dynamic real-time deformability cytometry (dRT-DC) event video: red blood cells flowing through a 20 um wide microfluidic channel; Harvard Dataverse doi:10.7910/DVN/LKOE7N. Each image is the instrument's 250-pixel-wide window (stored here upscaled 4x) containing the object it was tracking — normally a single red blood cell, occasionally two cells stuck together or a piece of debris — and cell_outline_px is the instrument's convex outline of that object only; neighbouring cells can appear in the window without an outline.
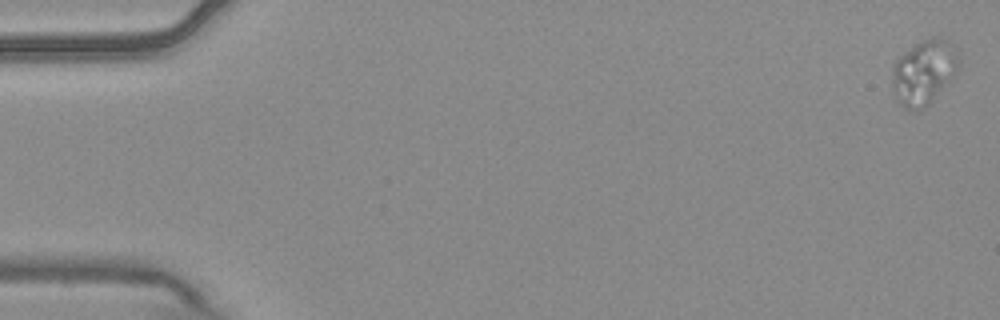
{"species": "common noctule bat (a hibernating species)", "species_latin": "Nyctalus noctula", "temperature_condition": "warm", "stored_images_in_passage": 3, "camera_frame_rate_fps": 3000, "um_per_image_px": 0.085, "animal": {"sex": "male", "body_mass_g": 20.4}, "frame": {"image": 1, "passage_image": 1, "time_ms": 0.0, "image_size_px": [1000, 320], "cell_outline_px": [[956, 68], [948, 80], [928, 104], [924, 108], [916, 112], [912, 112], [904, 108], [896, 100], [892, 92], [892, 64], [900, 56], [916, 44], [932, 36], [936, 36], [948, 40], [956, 52]], "centroid_in_image_um": [78.43, 6.17], "position_along_channel_um": 6.6, "area_um2": 24.51}}